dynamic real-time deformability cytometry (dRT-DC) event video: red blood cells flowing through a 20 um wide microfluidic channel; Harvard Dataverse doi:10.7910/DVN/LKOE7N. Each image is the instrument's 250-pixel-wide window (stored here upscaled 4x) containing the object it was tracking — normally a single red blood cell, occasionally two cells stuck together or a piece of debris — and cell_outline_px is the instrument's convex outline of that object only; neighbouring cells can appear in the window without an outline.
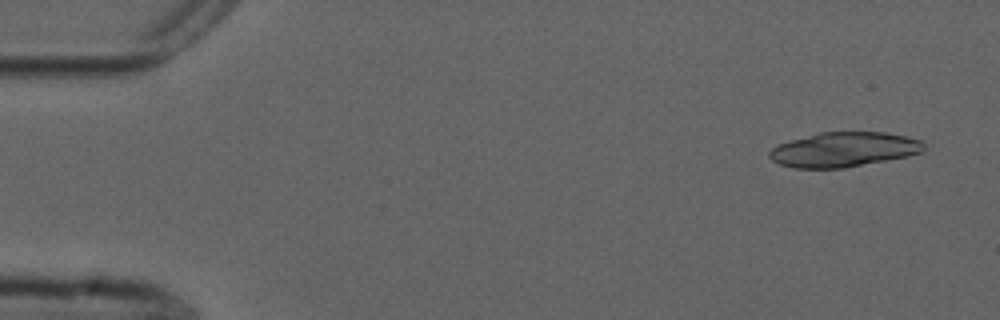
{"species": "common noctule bat (a hibernating species)", "species_latin": "Nyctalus noctula", "temperature_condition": "cold", "stored_images_in_passage": 37, "camera_frame_rate_fps": 3000, "um_per_image_px": 0.085, "animal": {"sex": "male", "forearm_length_mm": 52.5}, "frame": {"image": 1, "passage_image": 1, "time_ms": 0.0, "image_size_px": [1000, 320], "cell_outline_px": [[924, 152], [844, 168], [792, 168], [780, 164], [772, 160], [768, 156], [768, 152], [772, 148], [780, 144], [792, 140], [820, 132], [884, 132], [904, 136], [920, 140], [924, 144]], "centroid_in_image_um": [71.69, 12.71], "position_along_channel_um": 13.3, "area_um2": 30.87}}
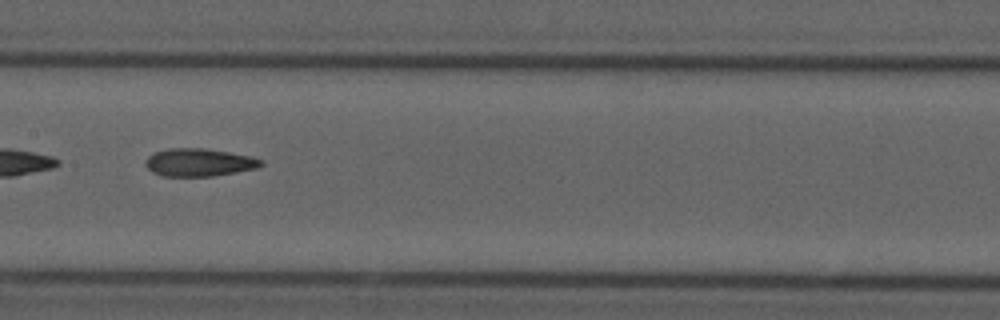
{"frame": {"image": 2, "passage_image": 25, "time_ms": 8.0, "image_size_px": [1000, 320], "cell_outline_px": [[264, 164], [256, 168], [236, 172], [212, 176], [160, 176], [152, 172], [144, 164], [144, 160], [148, 156], [156, 152], [168, 148], [204, 148], [252, 156], [264, 160]], "centroid_in_image_um": [16.91, 13.8], "position_along_channel_um": 190.5, "area_um2": 18.84}}
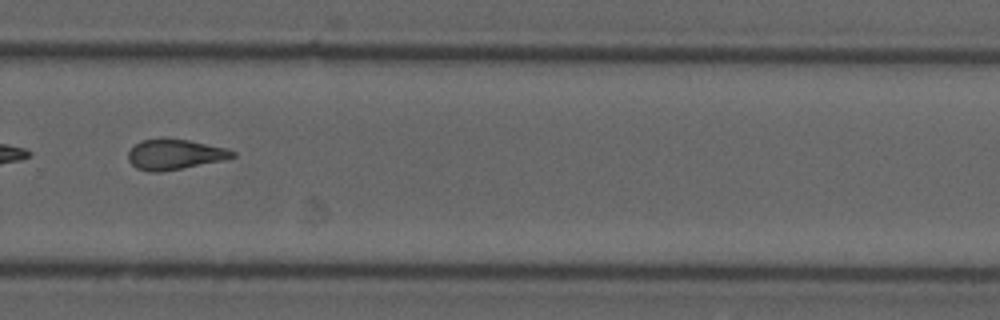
{"frame": {"image": 3, "passage_image": 35, "time_ms": 11.333, "image_size_px": [1000, 320], "cell_outline_px": [[236, 156], [228, 160], [160, 172], [148, 172], [136, 168], [128, 160], [128, 152], [140, 140], [160, 136], [164, 136], [188, 140], [228, 148], [236, 152]], "centroid_in_image_um": [14.87, 13.1], "position_along_channel_um": 314.9, "area_um2": 19.07}}